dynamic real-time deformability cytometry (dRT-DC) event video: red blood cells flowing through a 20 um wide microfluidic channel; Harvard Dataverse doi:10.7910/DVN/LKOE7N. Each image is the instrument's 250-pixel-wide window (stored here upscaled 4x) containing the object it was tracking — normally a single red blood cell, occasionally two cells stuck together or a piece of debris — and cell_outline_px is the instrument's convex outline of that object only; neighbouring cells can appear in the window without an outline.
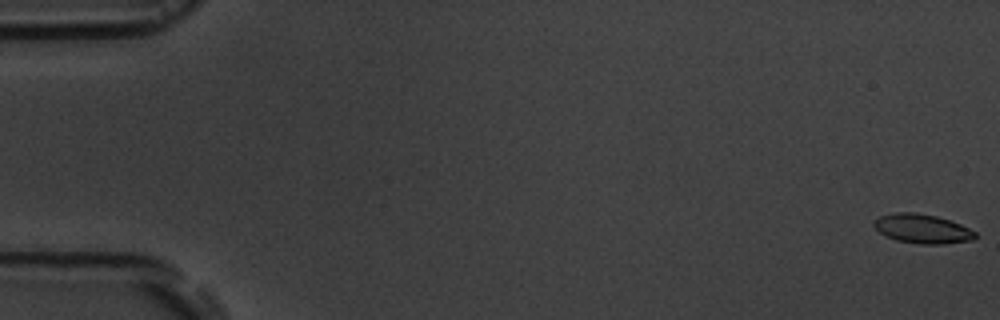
{"species": "common noctule bat (a hibernating species)", "species_latin": "Nyctalus noctula", "temperature_condition": "room temperature", "stored_images_in_passage": 7, "camera_frame_rate_fps": 3000, "um_per_image_px": 0.085, "animal": {"sex": "male", "body_mass_g": 19.5, "forearm_length_mm": 54.6}, "frame": {"image": 1, "passage_image": 1, "time_ms": 0.0, "image_size_px": [1000, 320], "cell_outline_px": [[976, 236], [972, 240], [944, 244], [920, 244], [896, 240], [880, 232], [872, 224], [880, 216], [896, 212], [916, 212], [936, 216], [960, 224], [976, 232]], "centroid_in_image_um": [78.41, 19.44], "position_along_channel_um": 6.6, "area_um2": 17.05}}
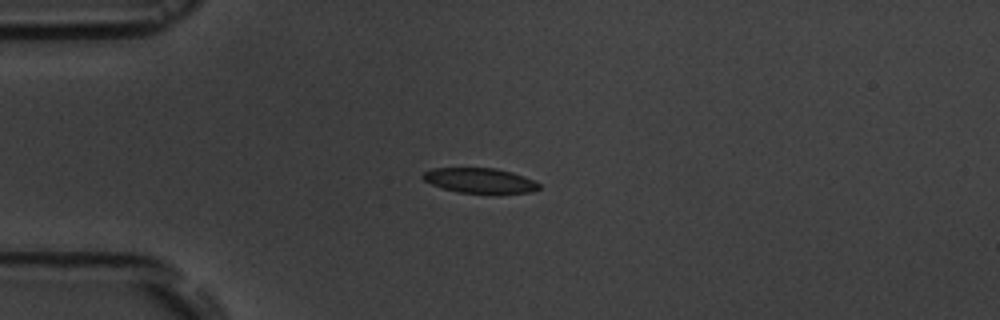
{"frame": {"image": 2, "passage_image": 5, "time_ms": 4.667, "image_size_px": [1000, 320], "cell_outline_px": [[540, 188], [532, 192], [500, 196], [496, 196], [456, 192], [432, 184], [424, 180], [420, 176], [424, 172], [432, 168], [496, 168], [512, 172], [524, 176], [540, 184]], "centroid_in_image_um": [40.84, 15.39], "position_along_channel_um": 44.2, "area_um2": 17.74}}
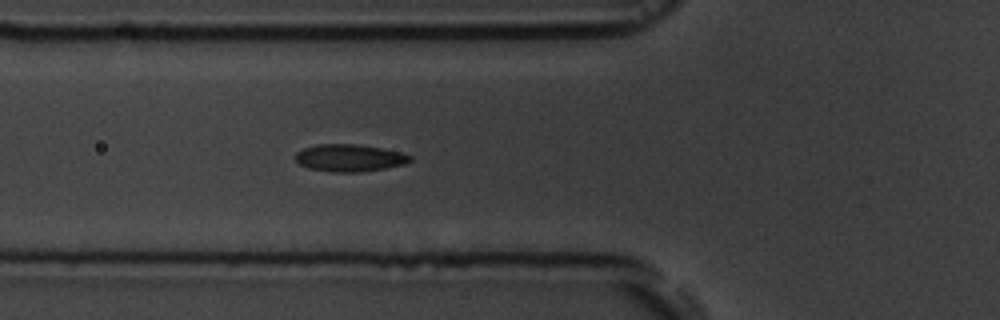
{"frame": {"image": 3, "passage_image": 7, "time_ms": 6.667, "image_size_px": [1000, 320], "cell_outline_px": [[412, 160], [404, 164], [384, 168], [360, 172], [332, 172], [308, 168], [300, 164], [296, 160], [296, 152], [304, 148], [316, 144], [360, 144], [400, 152], [412, 156]], "centroid_in_image_um": [29.7, 13.42], "position_along_channel_um": 96.1, "area_um2": 18.15}}